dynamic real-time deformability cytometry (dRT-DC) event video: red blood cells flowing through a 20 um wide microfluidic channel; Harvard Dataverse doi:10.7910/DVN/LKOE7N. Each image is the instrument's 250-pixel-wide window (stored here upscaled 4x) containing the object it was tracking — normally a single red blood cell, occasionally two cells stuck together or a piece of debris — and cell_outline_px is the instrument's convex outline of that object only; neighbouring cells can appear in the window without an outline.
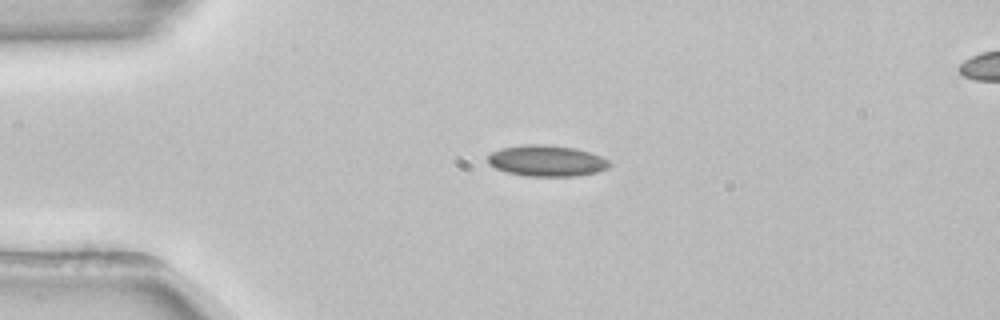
{"species": "common noctule bat (a hibernating species)", "species_latin": "Nyctalus noctula", "temperature_condition": "room temperature", "stored_images_in_passage": 42, "camera_frame_rate_fps": 3000, "um_per_image_px": 0.085, "animal": {"sex": "female", "body_mass_g": 22.7, "forearm_length_mm": 54.2}, "frame": {"image": 1, "passage_image": 1, "time_ms": 0.0, "image_size_px": [1000, 320], "cell_outline_px": [[612, 164], [608, 168], [596, 172], [576, 176], [528, 176], [508, 172], [496, 168], [488, 164], [488, 156], [492, 152], [500, 148], [520, 144], [544, 144], [576, 148], [600, 156], [608, 160]], "centroid_in_image_um": [46.46, 13.66], "position_along_channel_um": 38.5, "area_um2": 22.08}}
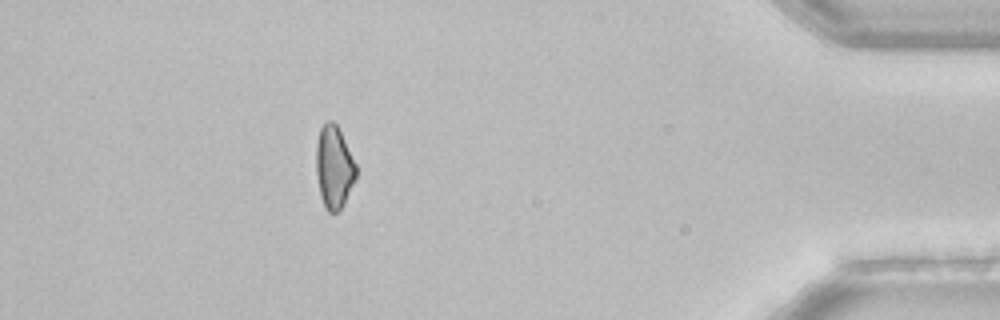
{"frame": {"image": 2, "passage_image": 36, "time_ms": 11.667, "image_size_px": [1000, 320], "cell_outline_px": [[356, 176], [344, 204], [336, 212], [328, 212], [320, 196], [316, 172], [316, 144], [320, 128], [328, 120], [332, 120], [336, 124], [356, 164]], "centroid_in_image_um": [28.37, 14.2], "position_along_channel_um": 406.8, "area_um2": 18.96}, "authors_computed_cell_mechanics": {"area_um2": 20.1433, "velocity_mm_per_s": 3.8798, "shape_relaxation_time_tau1_ms": null, "shape_relaxation_time_tau2_ms": 9.0069, "deformation_change_tau1": null, "deformation_change_tau2": 0.1666}}